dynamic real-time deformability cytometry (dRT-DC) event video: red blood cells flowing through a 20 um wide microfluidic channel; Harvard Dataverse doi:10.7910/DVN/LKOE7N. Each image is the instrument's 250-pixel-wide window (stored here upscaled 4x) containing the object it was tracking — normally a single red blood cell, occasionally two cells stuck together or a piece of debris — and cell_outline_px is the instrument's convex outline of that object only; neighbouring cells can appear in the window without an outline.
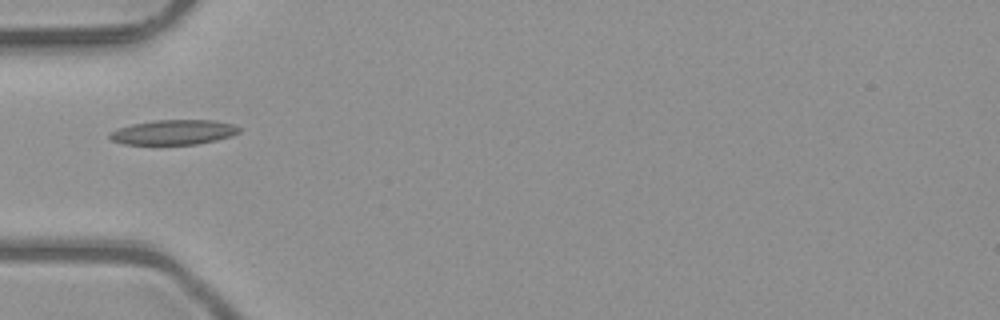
{"species": "common noctule bat (a hibernating species)", "species_latin": "Nyctalus noctula", "temperature_condition": "room temperature", "stored_images_in_passage": 2, "camera_frame_rate_fps": 3000, "um_per_image_px": 0.085, "animal": {"sex": "male", "body_mass_g": 23.1, "forearm_length_mm": 52.7}, "frame": {"image": 1, "passage_image": 2, "time_ms": 0.333, "image_size_px": [1000, 320], "cell_outline_px": [[244, 128], [240, 132], [232, 136], [216, 140], [196, 144], [124, 144], [112, 140], [108, 136], [108, 132], [116, 128], [132, 124], [152, 120], [216, 120], [232, 124]], "centroid_in_image_um": [14.77, 11.23], "position_along_channel_um": 70.2, "area_um2": 18.96}}